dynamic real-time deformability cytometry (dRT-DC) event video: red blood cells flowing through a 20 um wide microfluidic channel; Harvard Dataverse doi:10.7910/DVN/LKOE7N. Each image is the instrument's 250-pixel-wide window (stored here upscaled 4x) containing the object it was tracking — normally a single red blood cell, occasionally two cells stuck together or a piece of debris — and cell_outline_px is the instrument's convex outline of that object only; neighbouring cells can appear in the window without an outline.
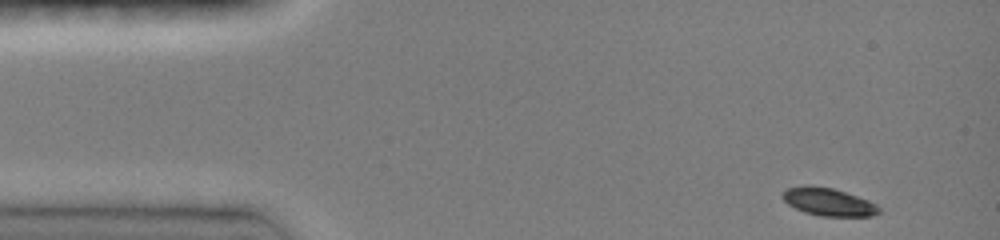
{"species": "common noctule bat (a hibernating species)", "species_latin": "Nyctalus noctula", "temperature_condition": "room temperature", "stored_images_in_passage": 42, "camera_frame_rate_fps": 3000, "um_per_image_px": 0.085, "animal": {"sex": "female", "body_mass_g": 19.0, "forearm_length_mm": 51.5}, "frame": {"image": 1, "passage_image": 1, "time_ms": 0.0, "image_size_px": [1000, 240], "cell_outline_px": [[880, 212], [872, 216], [820, 216], [804, 212], [788, 204], [780, 196], [788, 188], [804, 184], [812, 184], [832, 188], [868, 200], [876, 204], [880, 208]], "centroid_in_image_um": [70.39, 17.15], "position_along_channel_um": 14.6, "area_um2": 15.66}}
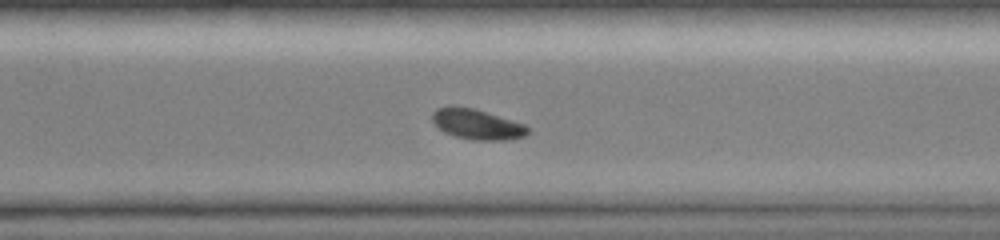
{"frame": {"image": 2, "passage_image": 31, "time_ms": 10.0, "image_size_px": [1000, 240], "cell_outline_px": [[528, 132], [524, 136], [504, 140], [472, 140], [456, 136], [444, 132], [432, 120], [432, 112], [436, 108], [452, 104], [456, 104], [476, 108], [524, 124], [528, 128]], "centroid_in_image_um": [40.49, 10.52], "position_along_channel_um": 330.1, "area_um2": 17.05}}
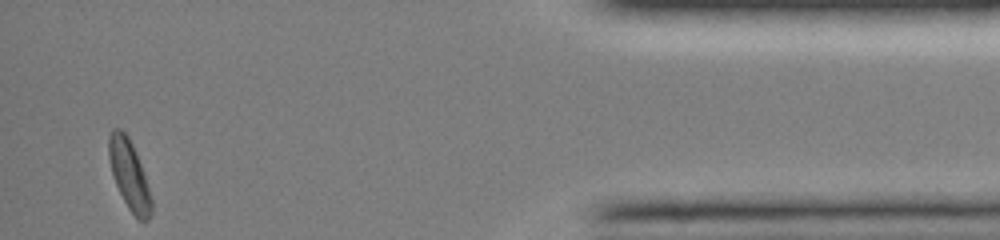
{"frame": {"image": 3, "passage_image": 42, "time_ms": 13.667, "image_size_px": [1000, 240], "cell_outline_px": [[152, 212], [148, 220], [140, 220], [128, 208], [116, 184], [112, 172], [108, 156], [108, 136], [112, 128], [120, 128], [128, 136], [132, 144], [140, 164], [152, 200]], "centroid_in_image_um": [10.96, 14.83], "position_along_channel_um": 424.2, "area_um2": 16.82}, "authors_computed_cell_mechanics": {"area_um2": 17.051, "velocity_mm_per_s": 4.0743, "shape_relaxation_time_tau1_ms": 1.4631, "shape_relaxation_time_tau2_ms": null, "deformation_change_tau1": 0.1063, "deformation_change_tau2": null}}